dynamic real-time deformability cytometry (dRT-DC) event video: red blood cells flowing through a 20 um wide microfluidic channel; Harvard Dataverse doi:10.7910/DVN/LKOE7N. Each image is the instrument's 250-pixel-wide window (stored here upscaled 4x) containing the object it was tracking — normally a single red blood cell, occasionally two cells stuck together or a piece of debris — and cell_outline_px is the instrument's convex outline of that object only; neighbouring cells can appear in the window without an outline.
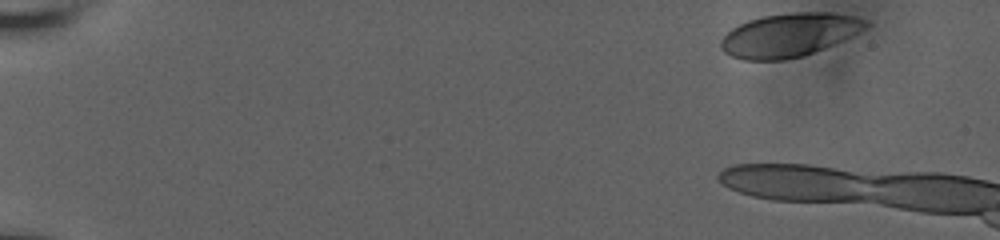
{"species": "human", "species_latin": "Homo sapiens", "temperature_condition": "room temperature", "stored_images_in_passage": 11, "camera_frame_rate_fps": 3000, "um_per_image_px": 0.085, "donor": {"sex": "male"}, "frame": {"image": 1, "passage_image": 1, "time_ms": 0.0, "image_size_px": [1000, 240], "cell_outline_px": [[872, 24], [824, 48], [800, 56], [784, 60], [744, 60], [732, 56], [724, 52], [720, 48], [720, 40], [732, 28], [748, 20], [764, 16], [792, 12], [832, 12], [856, 16], [868, 20]], "centroid_in_image_um": [67.06, 2.96], "position_along_channel_um": 17.9, "area_um2": 36.41}}